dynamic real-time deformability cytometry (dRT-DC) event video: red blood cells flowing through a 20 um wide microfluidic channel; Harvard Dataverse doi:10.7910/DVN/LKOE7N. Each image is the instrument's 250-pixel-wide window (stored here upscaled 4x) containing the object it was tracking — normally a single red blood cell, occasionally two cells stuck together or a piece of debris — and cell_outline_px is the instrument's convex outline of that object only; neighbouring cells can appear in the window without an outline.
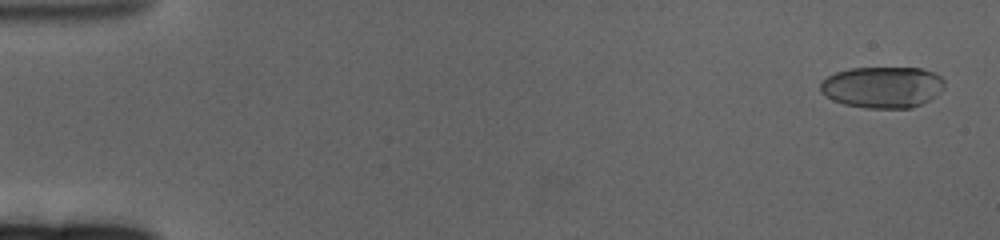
{"species": "human", "species_latin": "Homo sapiens", "temperature_condition": "cold", "stored_images_in_passage": 63, "camera_frame_rate_fps": 3000, "um_per_image_px": 0.085, "donor": {"sex": "female"}, "frame": {"image": 1, "passage_image": 3, "time_ms": 0.667, "image_size_px": [1000, 240], "cell_outline_px": [[944, 88], [936, 96], [912, 108], [864, 108], [844, 104], [832, 100], [824, 96], [820, 92], [820, 80], [836, 72], [852, 68], [920, 68], [936, 72], [944, 80]], "centroid_in_image_um": [74.99, 7.41], "position_along_channel_um": 10.0, "area_um2": 30.23}}
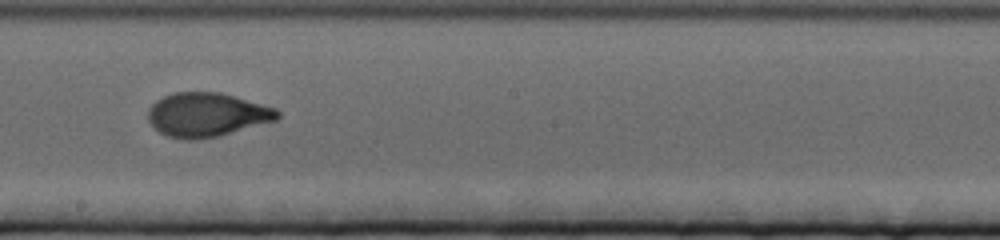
{"frame": {"image": 2, "passage_image": 37, "time_ms": 12.0, "image_size_px": [1000, 240], "cell_outline_px": [[280, 116], [276, 120], [220, 136], [196, 140], [184, 140], [168, 136], [160, 132], [148, 120], [148, 108], [156, 100], [172, 92], [220, 92], [276, 108], [280, 112]], "centroid_in_image_um": [17.57, 9.75], "position_along_channel_um": 230.6, "area_um2": 33.23}}
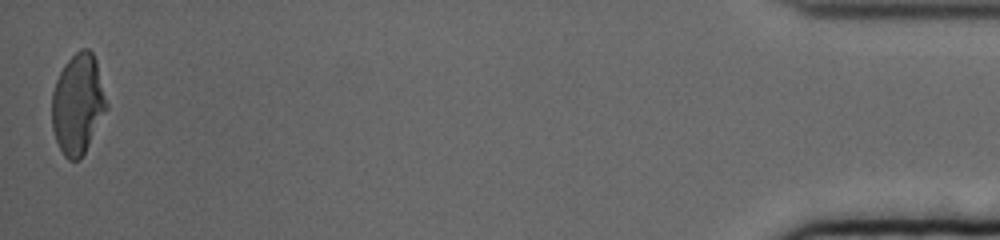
{"frame": {"image": 3, "passage_image": 63, "time_ms": 20.667, "image_size_px": [1000, 240], "cell_outline_px": [[108, 108], [80, 160], [68, 160], [64, 156], [56, 140], [52, 128], [52, 92], [56, 80], [64, 64], [80, 48], [88, 48], [92, 52], [96, 60], [108, 104]], "centroid_in_image_um": [6.62, 8.83], "position_along_channel_um": 428.6, "area_um2": 31.91}, "authors_computed_cell_mechanics": {"area_um2": 31.9056, "velocity_mm_per_s": 3.2679, "shape_relaxation_time_tau1_ms": 5.3411, "shape_relaxation_time_tau2_ms": 1.2106, "deformation_change_tau1": 0.2045, "deformation_change_tau2": 0.0595}}